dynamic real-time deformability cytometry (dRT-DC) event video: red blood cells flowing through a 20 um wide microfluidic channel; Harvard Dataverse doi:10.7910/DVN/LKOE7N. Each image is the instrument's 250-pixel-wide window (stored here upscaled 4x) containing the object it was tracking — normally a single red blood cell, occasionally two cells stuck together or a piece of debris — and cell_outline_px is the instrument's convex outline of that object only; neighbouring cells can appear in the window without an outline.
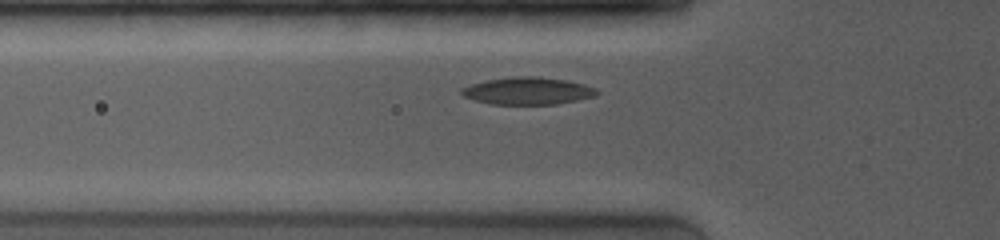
{"species": "common noctule bat (a hibernating species)", "species_latin": "Nyctalus noctula", "temperature_condition": "room temperature", "stored_images_in_passage": 3, "camera_frame_rate_fps": 4000, "um_per_image_px": 0.085, "animal": {"sex": "female", "body_mass_g": 19.0, "forearm_length_mm": 53.3}, "frame": {"image": 1, "passage_image": 3, "time_ms": 1.75, "image_size_px": [1000, 240], "cell_outline_px": [[600, 92], [596, 96], [556, 104], [492, 104], [476, 100], [464, 96], [460, 92], [460, 88], [472, 84], [488, 80], [512, 76], [536, 76], [564, 80], [584, 84], [596, 88]], "centroid_in_image_um": [44.87, 7.72], "position_along_channel_um": 80.9, "area_um2": 21.39}}